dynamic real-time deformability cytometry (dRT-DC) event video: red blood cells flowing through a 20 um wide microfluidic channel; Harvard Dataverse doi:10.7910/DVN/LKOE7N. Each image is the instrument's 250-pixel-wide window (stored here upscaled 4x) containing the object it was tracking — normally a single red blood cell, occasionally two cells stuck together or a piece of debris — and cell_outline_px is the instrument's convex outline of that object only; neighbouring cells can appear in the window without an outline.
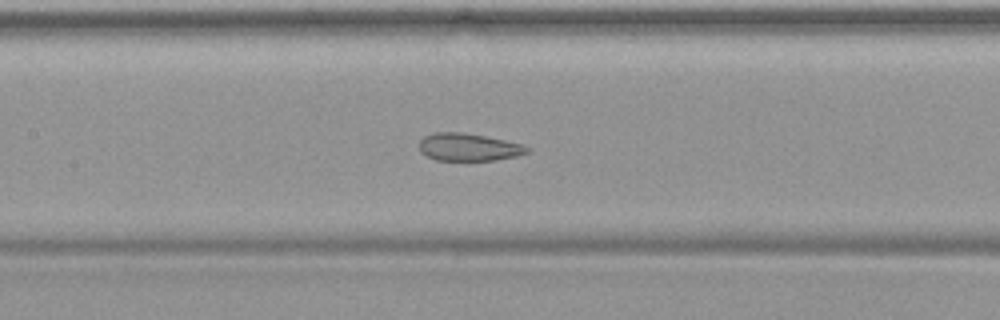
{"species": "common noctule bat (a hibernating species)", "species_latin": "Nyctalus noctula", "temperature_condition": "warm", "stored_images_in_passage": 46, "camera_frame_rate_fps": 3000, "um_per_image_px": 0.085, "animal": {"sex": "female", "body_mass_g": 19.9}, "frame": {"image": 1, "passage_image": 20, "time_ms": 6.333, "image_size_px": [1000, 320], "cell_outline_px": [[532, 148], [528, 152], [516, 156], [496, 160], [436, 160], [420, 152], [420, 140], [424, 136], [432, 132], [464, 132], [524, 144]], "centroid_in_image_um": [39.84, 12.5], "position_along_channel_um": 167.6, "area_um2": 17.4}}
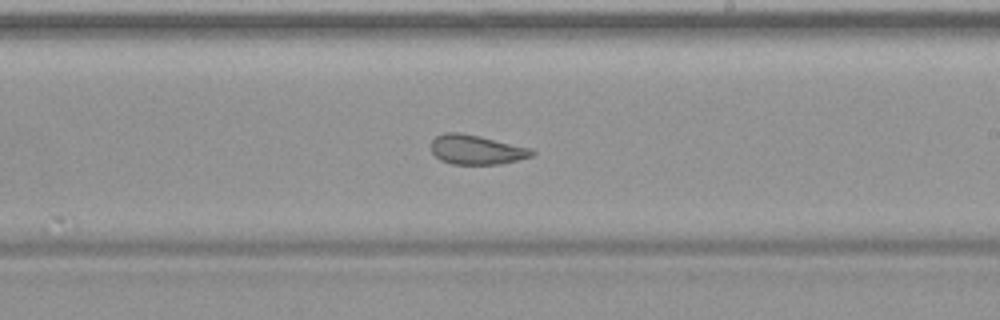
{"frame": {"image": 2, "passage_image": 26, "time_ms": 8.333, "image_size_px": [1000, 320], "cell_outline_px": [[536, 152], [532, 156], [500, 164], [452, 164], [440, 160], [432, 152], [432, 140], [436, 136], [444, 132], [460, 132], [480, 136], [532, 148]], "centroid_in_image_um": [40.5, 12.71], "position_along_channel_um": 248.5, "area_um2": 17.34}}
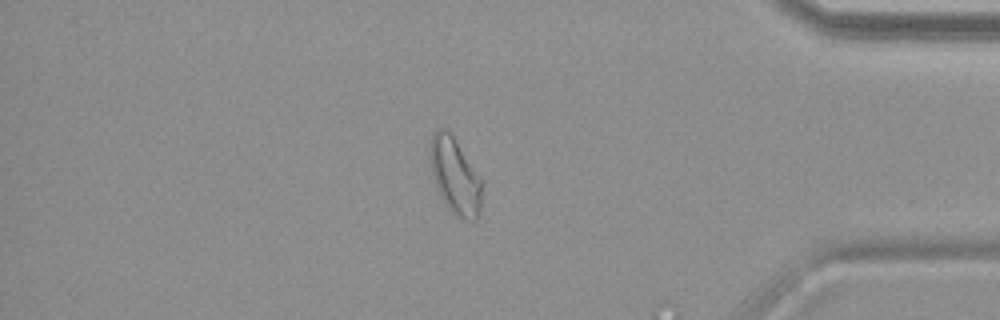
{"frame": {"image": 3, "passage_image": 39, "time_ms": 12.667, "image_size_px": [1000, 320], "cell_outline_px": [[480, 216], [476, 220], [464, 220], [456, 216], [444, 204], [436, 188], [428, 156], [428, 144], [436, 128], [448, 128], [480, 176]], "centroid_in_image_um": [38.63, 14.93], "position_along_channel_um": 396.6, "area_um2": 23.35}}